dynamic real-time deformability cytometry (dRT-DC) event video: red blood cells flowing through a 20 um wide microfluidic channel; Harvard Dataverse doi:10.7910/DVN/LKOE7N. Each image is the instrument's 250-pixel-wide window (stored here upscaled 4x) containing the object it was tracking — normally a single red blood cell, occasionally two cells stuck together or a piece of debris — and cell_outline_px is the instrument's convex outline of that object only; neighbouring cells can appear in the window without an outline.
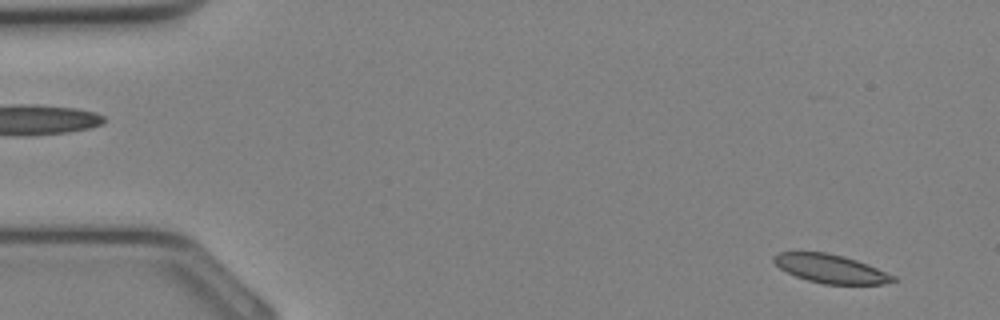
{"species": "Egyptian fruit bat (a non-hibernating species)", "species_latin": "Rousettus aegyptiacus", "temperature_condition": "cold", "stored_images_in_passage": 35, "camera_frame_rate_fps": 3000, "um_per_image_px": 0.085, "animal": {"sex": "female"}, "frame": {"image": 1, "passage_image": 2, "time_ms": 0.333, "image_size_px": [1000, 320], "cell_outline_px": [[900, 280], [884, 284], [824, 284], [808, 280], [796, 276], [780, 268], [772, 260], [772, 256], [780, 252], [824, 252], [844, 256], [868, 264], [896, 276]], "centroid_in_image_um": [70.65, 22.84], "position_along_channel_um": 14.4, "area_um2": 19.88}}
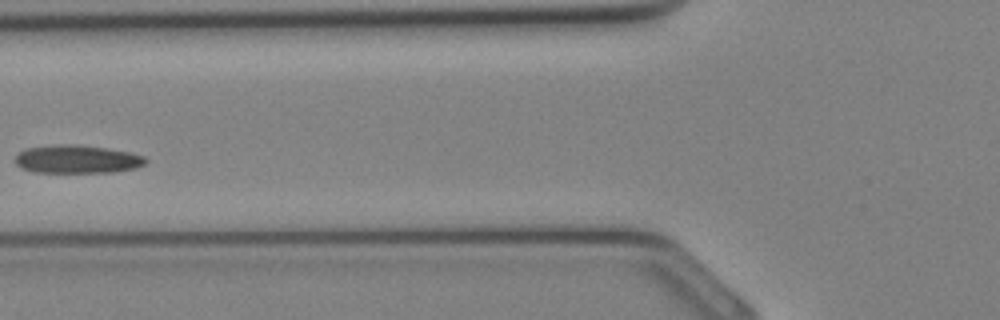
{"frame": {"image": 2, "passage_image": 14, "time_ms": 4.333, "image_size_px": [1000, 320], "cell_outline_px": [[148, 160], [144, 164], [136, 168], [112, 172], [36, 172], [20, 168], [16, 164], [16, 156], [20, 152], [28, 148], [52, 144], [80, 144], [108, 148], [128, 152], [144, 156]], "centroid_in_image_um": [6.56, 13.52], "position_along_channel_um": 119.2, "area_um2": 21.5}}
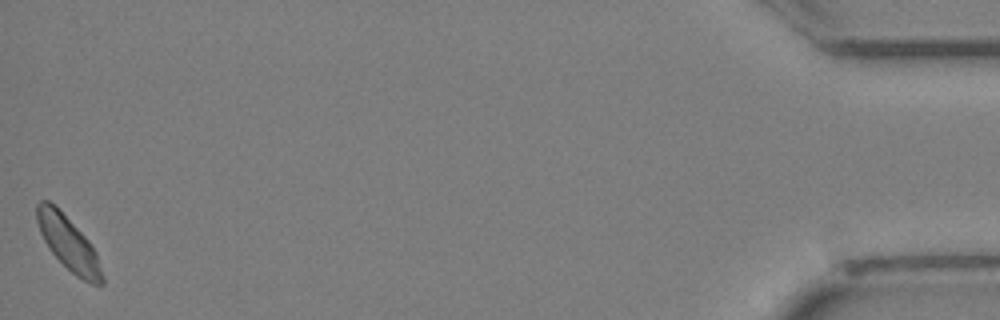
{"frame": {"image": 3, "passage_image": 35, "time_ms": 11.333, "image_size_px": [1000, 320], "cell_outline_px": [[104, 284], [92, 284], [76, 276], [52, 252], [44, 240], [40, 232], [36, 220], [36, 204], [40, 200], [48, 200], [56, 204], [88, 240], [96, 252], [104, 276]], "centroid_in_image_um": [5.81, 20.64], "position_along_channel_um": 429.4, "area_um2": 20.46}}